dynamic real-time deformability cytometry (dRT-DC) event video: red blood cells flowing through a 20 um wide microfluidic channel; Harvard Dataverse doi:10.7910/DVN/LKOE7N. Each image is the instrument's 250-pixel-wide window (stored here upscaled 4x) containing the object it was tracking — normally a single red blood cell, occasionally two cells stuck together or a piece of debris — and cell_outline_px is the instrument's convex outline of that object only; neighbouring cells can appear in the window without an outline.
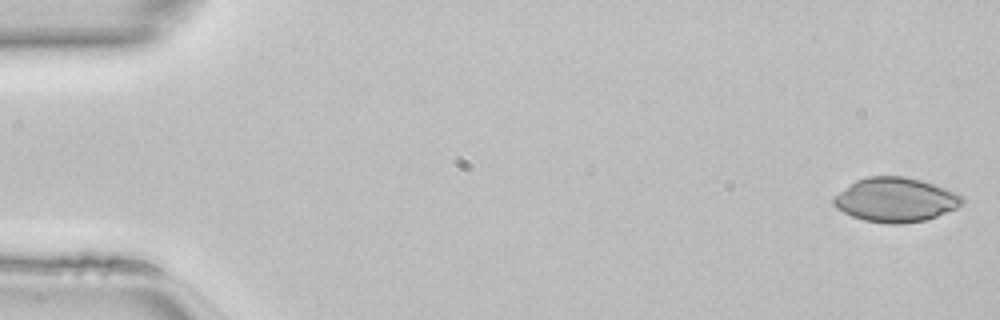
{"species": "common noctule bat (a hibernating species)", "species_latin": "Nyctalus noctula", "temperature_condition": "room temperature", "stored_images_in_passage": 47, "camera_frame_rate_fps": 3000, "um_per_image_px": 0.085, "animal": {"sex": "female", "body_mass_g": 22.7, "forearm_length_mm": 54.2}, "frame": {"image": 1, "passage_image": 1, "time_ms": 0.0, "image_size_px": [1000, 320], "cell_outline_px": [[964, 204], [956, 208], [936, 216], [924, 220], [900, 224], [888, 224], [864, 220], [852, 216], [836, 208], [832, 204], [832, 196], [856, 180], [868, 176], [904, 176], [920, 180], [956, 192], [964, 196]], "centroid_in_image_um": [76.1, 16.98], "position_along_channel_um": 8.9, "area_um2": 33.23}}
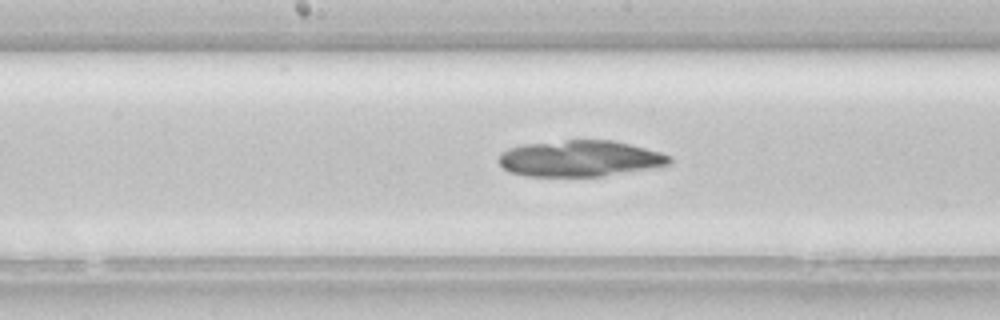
{"frame": {"image": 2, "passage_image": 24, "time_ms": 7.667, "image_size_px": [1000, 320], "cell_outline_px": [[672, 160], [668, 164], [600, 176], [524, 176], [508, 172], [496, 160], [500, 152], [508, 148], [524, 144], [568, 140], [612, 140], [660, 152], [672, 156]], "centroid_in_image_um": [49.19, 13.47], "position_along_channel_um": 199.0, "area_um2": 35.66}}
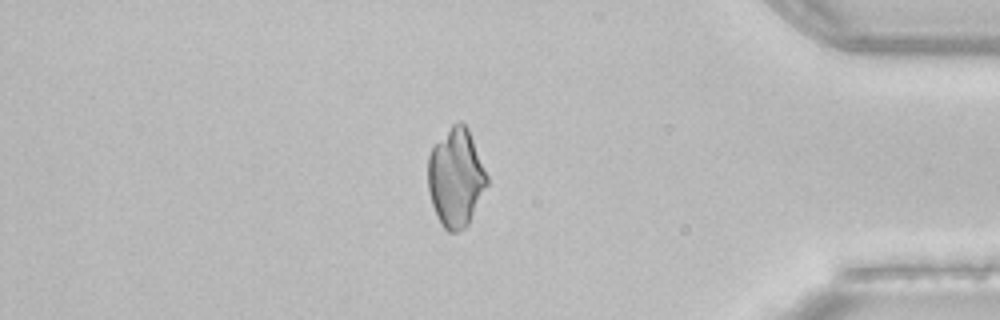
{"frame": {"image": 3, "passage_image": 40, "time_ms": 13.0, "image_size_px": [1000, 320], "cell_outline_px": [[488, 184], [468, 224], [464, 228], [456, 232], [448, 232], [444, 228], [432, 204], [428, 192], [428, 156], [432, 148], [452, 124], [456, 120], [460, 120], [468, 128], [488, 176]], "centroid_in_image_um": [38.75, 15.08], "position_along_channel_um": 396.4, "area_um2": 33.64}}